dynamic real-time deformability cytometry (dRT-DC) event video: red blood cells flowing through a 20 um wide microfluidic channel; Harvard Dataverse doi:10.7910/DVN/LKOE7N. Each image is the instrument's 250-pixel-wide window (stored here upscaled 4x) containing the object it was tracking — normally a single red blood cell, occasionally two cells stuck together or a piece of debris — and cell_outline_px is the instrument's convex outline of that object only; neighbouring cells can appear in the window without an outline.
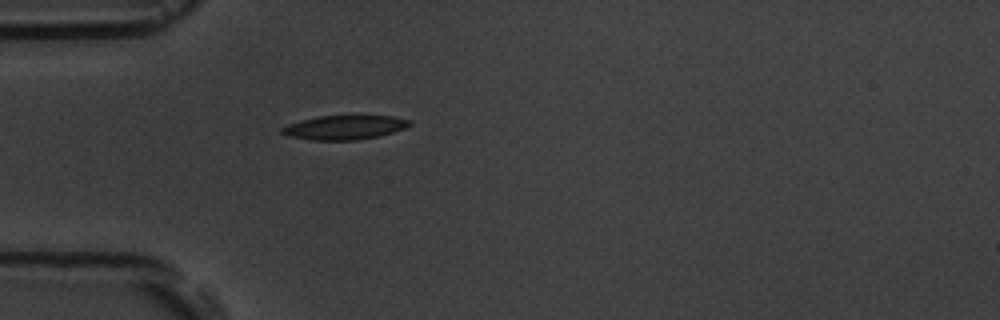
{"species": "common noctule bat (a hibernating species)", "species_latin": "Nyctalus noctula", "temperature_condition": "room temperature", "stored_images_in_passage": 1, "camera_frame_rate_fps": 3000, "um_per_image_px": 0.085, "animal": {"sex": "male", "body_mass_g": 19.5, "forearm_length_mm": 54.6}, "frame": {"image": 1, "passage_image": 1, "time_ms": 0.0, "image_size_px": [1000, 320], "cell_outline_px": [[412, 124], [404, 128], [380, 136], [356, 140], [312, 140], [288, 136], [280, 132], [280, 128], [288, 124], [320, 116], [392, 116], [412, 120]], "centroid_in_image_um": [29.29, 10.84], "position_along_channel_um": 55.7, "area_um2": 17.86}}